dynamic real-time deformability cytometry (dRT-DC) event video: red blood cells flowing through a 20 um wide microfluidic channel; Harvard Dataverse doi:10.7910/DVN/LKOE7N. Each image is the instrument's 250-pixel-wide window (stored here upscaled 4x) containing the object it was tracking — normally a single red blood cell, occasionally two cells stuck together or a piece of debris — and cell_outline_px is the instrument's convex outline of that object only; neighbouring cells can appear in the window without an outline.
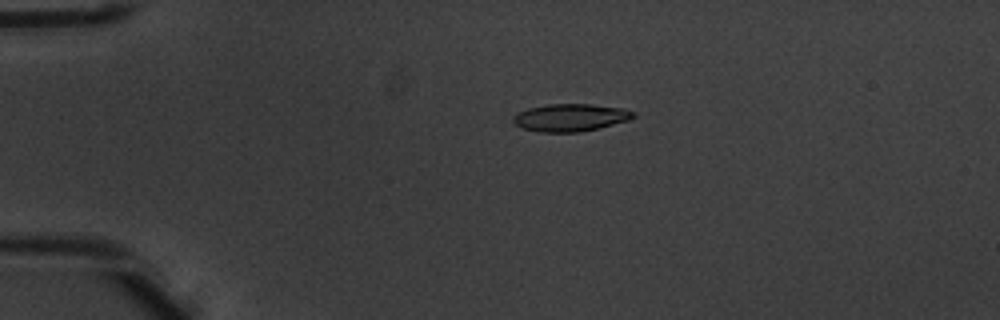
{"species": "common noctule bat (a hibernating species)", "species_latin": "Nyctalus noctula", "temperature_condition": "warm", "stored_images_in_passage": 5, "camera_frame_rate_fps": 3000, "um_per_image_px": 0.085, "animal": {"sex": "male", "body_mass_g": 20.1, "forearm_length_mm": 53.5}, "frame": {"image": 1, "passage_image": 4, "time_ms": 1.0, "image_size_px": [1000, 320], "cell_outline_px": [[636, 116], [628, 120], [580, 132], [544, 132], [524, 128], [516, 124], [512, 120], [512, 116], [528, 108], [548, 104], [588, 104], [624, 108], [636, 112]], "centroid_in_image_um": [48.5, 9.98], "position_along_channel_um": 36.5, "area_um2": 19.02}}